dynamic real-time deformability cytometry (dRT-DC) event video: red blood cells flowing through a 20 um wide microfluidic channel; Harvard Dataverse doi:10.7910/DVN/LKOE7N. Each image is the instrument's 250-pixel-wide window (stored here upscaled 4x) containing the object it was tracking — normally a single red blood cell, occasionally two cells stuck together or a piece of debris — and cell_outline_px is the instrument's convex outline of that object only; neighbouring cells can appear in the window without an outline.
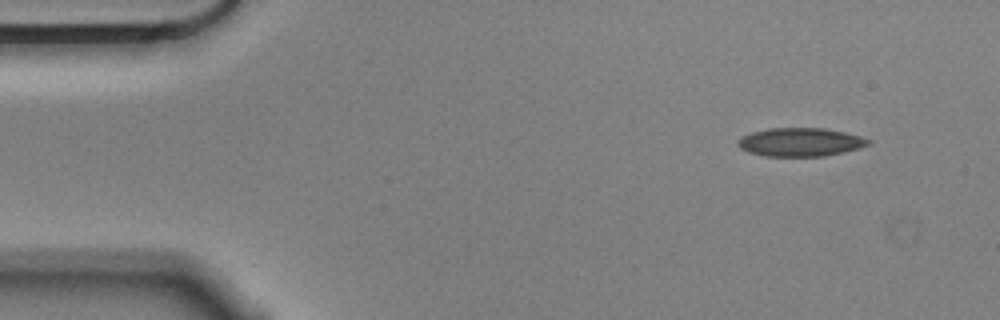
{"species": "Egyptian fruit bat (a non-hibernating species)", "species_latin": "Rousettus aegyptiacus", "temperature_condition": "cold", "stored_images_in_passage": 51, "camera_frame_rate_fps": 3000, "um_per_image_px": 0.085, "animal": {"sex": "male"}, "frame": {"image": 1, "passage_image": 1, "time_ms": 0.0, "image_size_px": [1000, 320], "cell_outline_px": [[872, 144], [860, 148], [844, 152], [824, 156], [764, 156], [748, 152], [740, 148], [736, 144], [736, 140], [740, 136], [752, 132], [768, 128], [824, 128], [844, 132], [860, 136], [872, 140]], "centroid_in_image_um": [68.02, 12.08], "position_along_channel_um": 17.0, "area_um2": 21.91}}
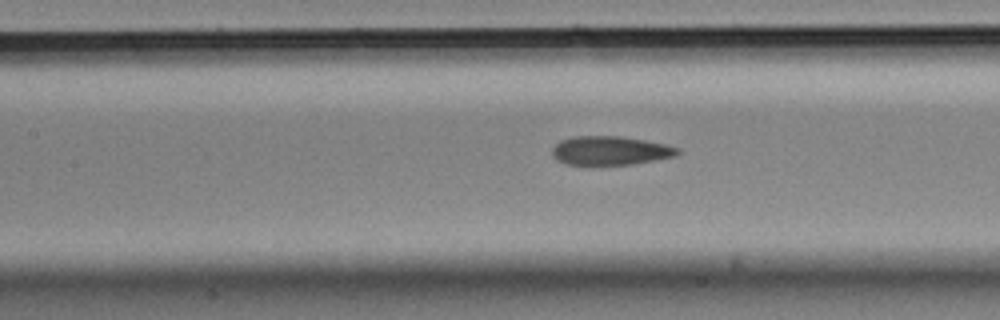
{"frame": {"image": 2, "passage_image": 20, "time_ms": 6.333, "image_size_px": [1000, 320], "cell_outline_px": [[680, 152], [676, 156], [656, 160], [632, 164], [592, 168], [588, 168], [564, 164], [556, 160], [552, 156], [552, 148], [560, 140], [576, 136], [620, 136], [644, 140], [664, 144], [680, 148]], "centroid_in_image_um": [51.81, 12.86], "position_along_channel_um": 155.6, "area_um2": 22.08}}
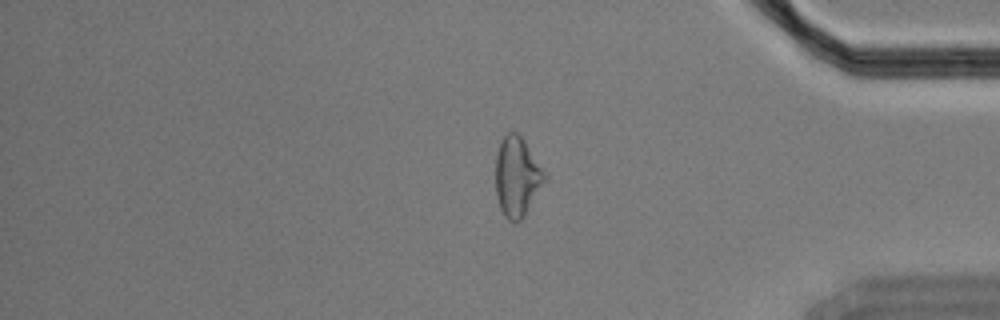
{"frame": {"image": 3, "passage_image": 42, "time_ms": 13.667, "image_size_px": [1000, 320], "cell_outline_px": [[544, 180], [524, 216], [520, 220], [508, 220], [504, 216], [500, 208], [496, 196], [496, 152], [504, 136], [508, 132], [516, 132], [524, 140], [544, 172]], "centroid_in_image_um": [43.9, 15.01], "position_along_channel_um": 391.3, "area_um2": 22.02}, "authors_computed_cell_mechanics": {"area_um2": 21.964, "velocity_mm_per_s": 3.5531, "shape_relaxation_time_tau1_ms": null, "shape_relaxation_time_tau2_ms": 3.523, "deformation_change_tau1": null, "deformation_change_tau2": 0.1199}}